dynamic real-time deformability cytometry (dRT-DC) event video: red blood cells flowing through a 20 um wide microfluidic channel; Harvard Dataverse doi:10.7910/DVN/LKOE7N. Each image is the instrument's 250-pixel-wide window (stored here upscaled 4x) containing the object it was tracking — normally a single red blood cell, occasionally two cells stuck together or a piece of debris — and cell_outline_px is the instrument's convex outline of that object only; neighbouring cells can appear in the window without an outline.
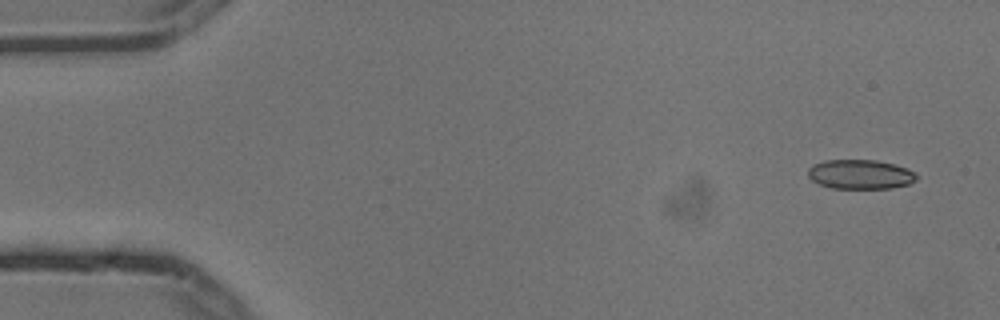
{"species": "common noctule bat (a hibernating species)", "species_latin": "Nyctalus noctula", "temperature_condition": "cold", "stored_images_in_passage": 3, "camera_frame_rate_fps": 3000, "um_per_image_px": 0.085, "animal": {"sex": "male", "body_mass_g": 13.3}, "frame": {"image": 1, "passage_image": 1, "time_ms": 0.0, "image_size_px": [1000, 320], "cell_outline_px": [[920, 176], [916, 180], [908, 184], [892, 188], [832, 188], [820, 184], [812, 180], [808, 176], [808, 168], [812, 164], [824, 160], [876, 160], [908, 168], [916, 172]], "centroid_in_image_um": [73.15, 14.81], "position_along_channel_um": 11.9, "area_um2": 18.73}}